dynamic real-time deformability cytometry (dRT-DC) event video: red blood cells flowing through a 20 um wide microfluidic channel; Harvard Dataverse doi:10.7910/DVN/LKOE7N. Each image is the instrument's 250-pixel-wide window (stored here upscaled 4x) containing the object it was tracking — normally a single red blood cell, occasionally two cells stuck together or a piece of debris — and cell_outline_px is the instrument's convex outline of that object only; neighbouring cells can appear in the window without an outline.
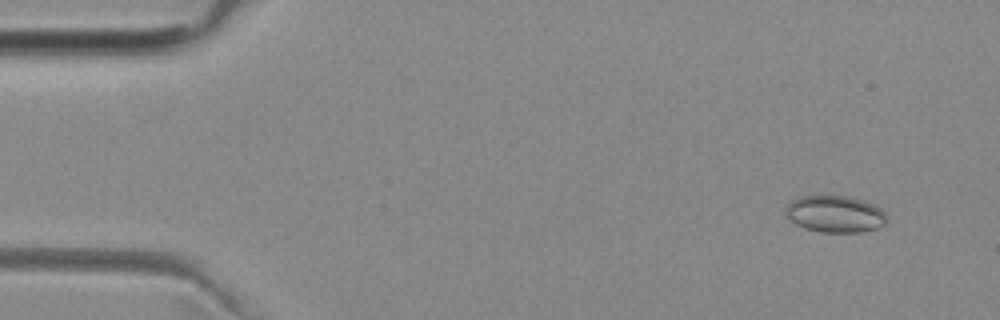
{"species": "common noctule bat (a hibernating species)", "species_latin": "Nyctalus noctula", "temperature_condition": "room temperature", "stored_images_in_passage": 5, "camera_frame_rate_fps": 3000, "um_per_image_px": 0.085, "animal": {"sex": "female", "body_mass_g": 29.2, "forearm_length_mm": 56.3}, "frame": {"image": 1, "passage_image": 2, "time_ms": 1.0, "image_size_px": [1000, 320], "cell_outline_px": [[888, 220], [884, 224], [876, 228], [860, 232], [820, 232], [804, 228], [788, 220], [784, 216], [784, 208], [796, 196], [828, 192], [848, 196], [864, 200], [880, 208], [888, 216]], "centroid_in_image_um": [70.9, 18.13], "position_along_channel_um": 14.1, "area_um2": 22.77}}
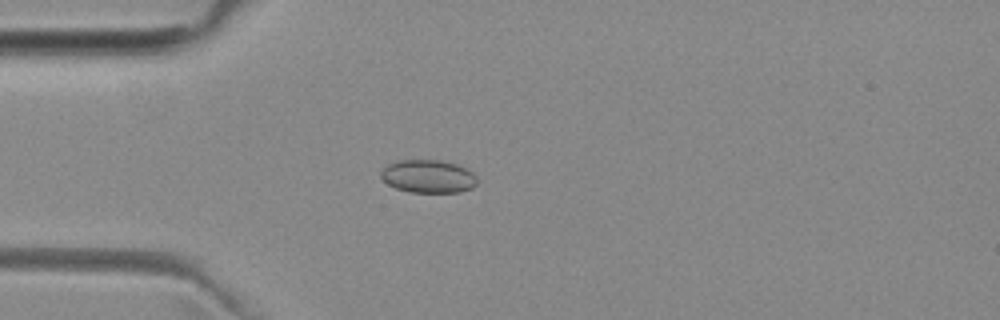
{"frame": {"image": 2, "passage_image": 5, "time_ms": 4.333, "image_size_px": [1000, 320], "cell_outline_px": [[476, 184], [472, 188], [460, 192], [412, 192], [396, 188], [388, 184], [380, 176], [380, 172], [388, 164], [396, 160], [444, 160], [456, 164], [472, 172], [476, 176]], "centroid_in_image_um": [36.39, 14.98], "position_along_channel_um": 48.6, "area_um2": 18.5}}